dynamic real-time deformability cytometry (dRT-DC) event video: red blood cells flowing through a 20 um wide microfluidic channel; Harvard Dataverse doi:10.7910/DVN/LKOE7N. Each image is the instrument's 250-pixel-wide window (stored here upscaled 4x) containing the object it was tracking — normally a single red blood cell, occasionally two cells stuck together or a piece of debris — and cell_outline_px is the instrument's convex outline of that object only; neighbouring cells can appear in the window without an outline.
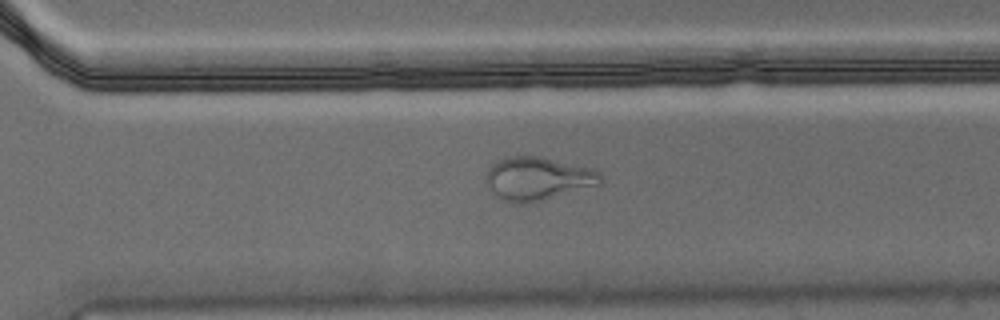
{"species": "Egyptian fruit bat (a non-hibernating species)", "species_latin": "Rousettus aegyptiacus", "temperature_condition": "warm", "stored_images_in_passage": 40, "camera_frame_rate_fps": 3000, "um_per_image_px": 0.085, "animal": {"sex": "male"}, "frame": {"image": 1, "passage_image": 23, "time_ms": 7.333, "image_size_px": [1000, 320], "cell_outline_px": [[604, 184], [544, 200], [528, 204], [512, 204], [496, 196], [488, 188], [484, 180], [488, 168], [492, 164], [504, 156], [536, 156], [592, 168], [600, 172]], "centroid_in_image_um": [45.7, 15.2], "position_along_channel_um": 324.9, "area_um2": 29.42}, "authors_computed_cell_mechanics": {"area_um2": 26.7036, "velocity_mm_per_s": 3.6182, "shape_relaxation_time_tau1_ms": null, "shape_relaxation_time_tau2_ms": 0.9034, "deformation_change_tau1": null, "deformation_change_tau2": 0.0705}}